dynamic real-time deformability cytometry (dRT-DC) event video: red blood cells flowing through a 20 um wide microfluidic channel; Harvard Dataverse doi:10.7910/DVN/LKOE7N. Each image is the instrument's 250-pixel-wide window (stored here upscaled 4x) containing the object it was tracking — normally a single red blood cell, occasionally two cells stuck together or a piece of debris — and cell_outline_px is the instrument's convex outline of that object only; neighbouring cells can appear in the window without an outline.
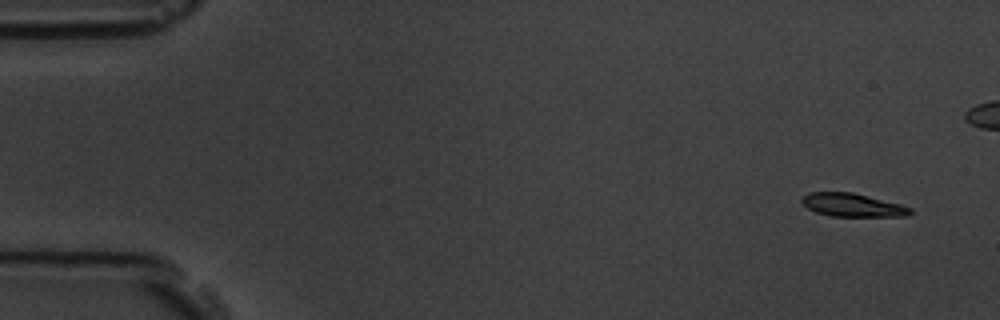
{"species": "common noctule bat (a hibernating species)", "species_latin": "Nyctalus noctula", "temperature_condition": "room temperature", "stored_images_in_passage": 5, "camera_frame_rate_fps": 3000, "um_per_image_px": 0.085, "animal": {"sex": "male", "body_mass_g": 19.5, "forearm_length_mm": 54.6}, "frame": {"image": 1, "passage_image": 1, "time_ms": 0.0, "image_size_px": [1000, 320], "cell_outline_px": [[912, 212], [908, 216], [832, 216], [816, 212], [808, 208], [800, 200], [808, 192], [852, 192], [900, 204], [912, 208]], "centroid_in_image_um": [72.47, 17.43], "position_along_channel_um": 12.5, "area_um2": 14.57}}